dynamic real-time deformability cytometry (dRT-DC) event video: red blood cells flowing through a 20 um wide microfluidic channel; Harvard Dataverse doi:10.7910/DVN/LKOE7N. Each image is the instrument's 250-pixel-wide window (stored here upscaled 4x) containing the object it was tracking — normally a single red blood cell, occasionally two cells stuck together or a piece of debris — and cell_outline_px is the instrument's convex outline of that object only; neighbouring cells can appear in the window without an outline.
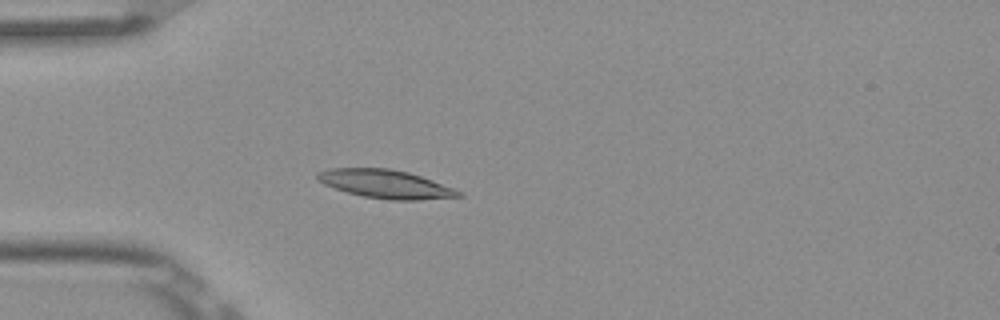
{"species": "Egyptian fruit bat (a non-hibernating species)", "species_latin": "Rousettus aegyptiacus", "temperature_condition": "room temperature", "stored_images_in_passage": 5, "camera_frame_rate_fps": 3000, "um_per_image_px": 0.085, "frame": {"image": 1, "passage_image": 5, "time_ms": 1.333, "image_size_px": [1000, 320], "cell_outline_px": [[464, 196], [420, 200], [388, 200], [364, 196], [348, 192], [324, 184], [316, 180], [316, 172], [328, 168], [388, 168], [408, 172], [456, 188]], "centroid_in_image_um": [32.77, 15.64], "position_along_channel_um": 52.2, "area_um2": 23.41}}